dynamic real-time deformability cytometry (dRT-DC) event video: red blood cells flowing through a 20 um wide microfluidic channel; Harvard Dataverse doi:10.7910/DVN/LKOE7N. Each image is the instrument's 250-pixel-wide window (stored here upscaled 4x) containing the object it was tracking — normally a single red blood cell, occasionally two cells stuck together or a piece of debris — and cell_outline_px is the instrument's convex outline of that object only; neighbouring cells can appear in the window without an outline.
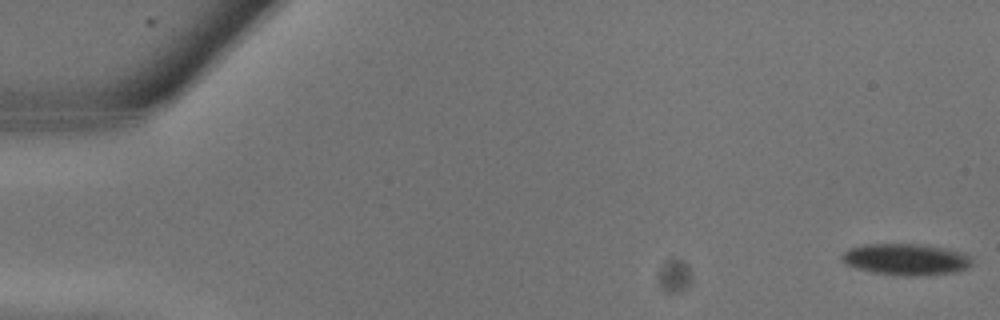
{"species": "common noctule bat (a hibernating species)", "species_latin": "Nyctalus noctula", "temperature_condition": "warm", "stored_images_in_passage": 10, "camera_frame_rate_fps": 3000, "um_per_image_px": 0.085, "animal": {"sex": "male", "body_mass_g": 13.3}, "frame": {"image": 1, "passage_image": 1, "time_ms": 0.0, "image_size_px": [1000, 320], "cell_outline_px": [[972, 264], [968, 268], [956, 272], [920, 276], [908, 276], [872, 272], [856, 268], [848, 264], [840, 256], [848, 248], [864, 244], [924, 244], [948, 248], [964, 252], [972, 256]], "centroid_in_image_um": [77.08, 22.03], "position_along_channel_um": 7.9, "area_um2": 24.16}}
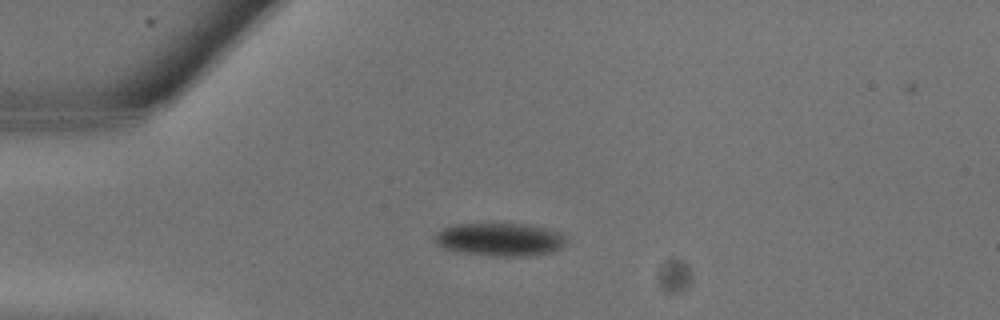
{"frame": {"image": 2, "passage_image": 7, "time_ms": 2.0, "image_size_px": [1000, 320], "cell_outline_px": [[564, 244], [560, 248], [552, 252], [524, 256], [504, 256], [456, 252], [444, 248], [436, 244], [432, 240], [432, 236], [436, 232], [452, 224], [524, 224], [544, 228], [560, 232], [564, 236]], "centroid_in_image_um": [42.41, 20.35], "position_along_channel_um": 42.6, "area_um2": 25.26}}